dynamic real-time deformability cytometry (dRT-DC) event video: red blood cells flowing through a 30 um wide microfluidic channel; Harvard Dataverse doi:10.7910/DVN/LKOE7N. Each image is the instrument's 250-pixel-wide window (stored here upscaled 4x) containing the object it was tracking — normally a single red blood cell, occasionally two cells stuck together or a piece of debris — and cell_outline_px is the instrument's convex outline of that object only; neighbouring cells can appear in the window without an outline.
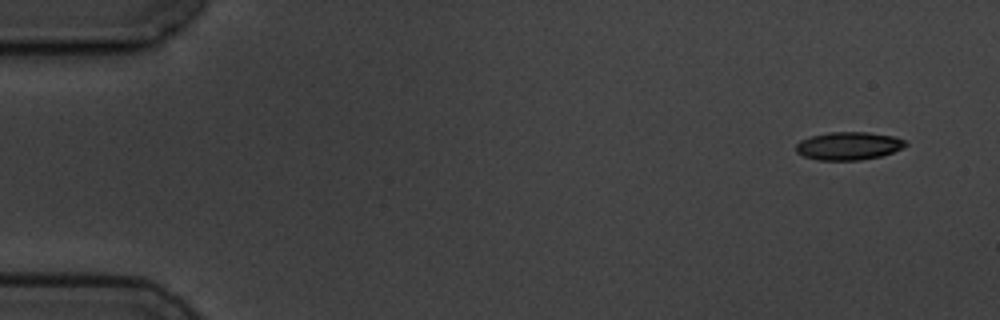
{"species": "common noctule bat (a hibernating species)", "species_latin": "Nyctalus noctula", "temperature_condition": "cold", "stored_images_in_passage": 5, "camera_frame_rate_fps": 3000, "um_per_image_px": 0.085, "animal": {"sex": "male", "body_mass_g": 19.5, "forearm_length_mm": 54.6}, "frame": {"image": 1, "passage_image": 1, "time_ms": 0.0, "image_size_px": [1000, 320], "cell_outline_px": [[908, 144], [892, 152], [880, 156], [860, 160], [816, 160], [804, 156], [796, 152], [796, 144], [800, 140], [812, 136], [828, 132], [868, 132], [892, 136], [904, 140]], "centroid_in_image_um": [72.09, 12.4], "position_along_channel_um": 12.9, "area_um2": 17.74}}
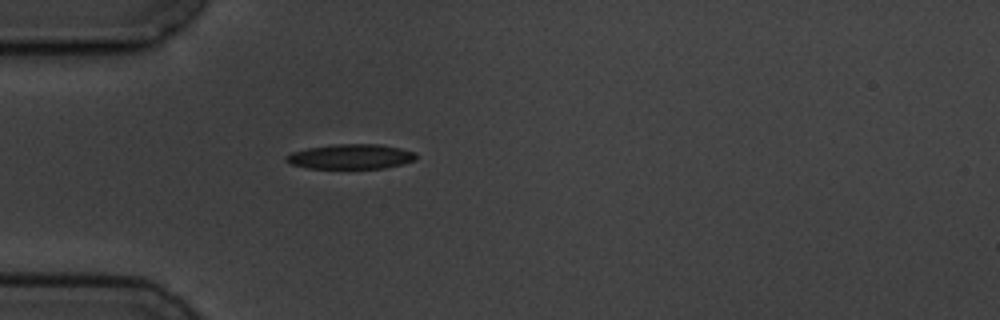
{"frame": {"image": 2, "passage_image": 5, "time_ms": 4.333, "image_size_px": [1000, 320], "cell_outline_px": [[416, 160], [384, 168], [308, 168], [288, 164], [284, 160], [284, 156], [292, 152], [308, 148], [332, 144], [380, 144], [400, 148], [416, 152]], "centroid_in_image_um": [29.78, 13.3], "position_along_channel_um": 55.2, "area_um2": 18.9}}